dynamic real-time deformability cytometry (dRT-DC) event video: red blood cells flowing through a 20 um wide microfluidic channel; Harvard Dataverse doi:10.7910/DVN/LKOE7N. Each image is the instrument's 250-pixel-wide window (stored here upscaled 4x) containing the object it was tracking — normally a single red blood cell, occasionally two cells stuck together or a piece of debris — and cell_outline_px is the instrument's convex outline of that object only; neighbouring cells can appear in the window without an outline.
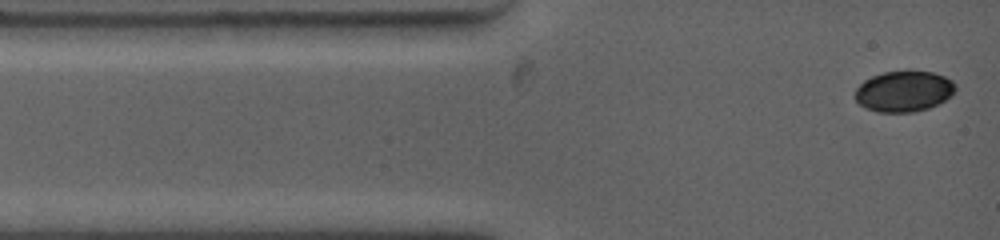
{"species": "common noctule bat (a hibernating species)", "species_latin": "Nyctalus noctula", "temperature_condition": "warm", "stored_images_in_passage": 35, "camera_frame_rate_fps": 4500, "um_per_image_px": 0.085, "animal": {"sex": "female", "body_mass_g": 19.0, "forearm_length_mm": 53.3}, "frame": {"image": 1, "passage_image": 1, "time_ms": 0.0, "image_size_px": [1000, 240], "cell_outline_px": [[956, 88], [944, 100], [928, 108], [912, 112], [876, 112], [864, 108], [856, 100], [856, 88], [864, 80], [872, 76], [884, 72], [932, 72], [944, 76], [952, 80]], "centroid_in_image_um": [76.79, 7.77], "position_along_channel_um": 8.2, "area_um2": 23.47}}
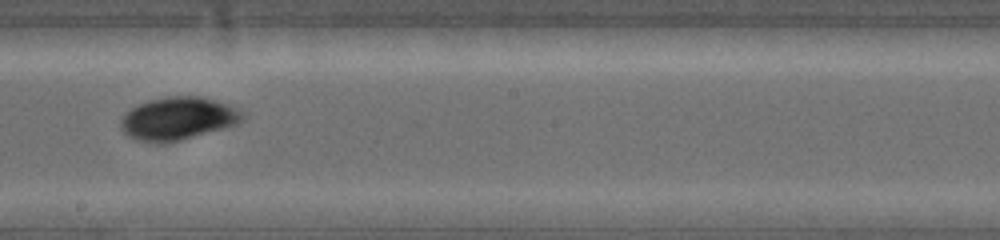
{"frame": {"image": 2, "passage_image": 19, "time_ms": 6.889, "image_size_px": [1000, 240], "cell_outline_px": [[248, 116], [244, 120], [236, 124], [224, 128], [180, 140], [160, 144], [156, 144], [136, 140], [128, 136], [120, 128], [120, 120], [132, 108], [148, 100], [168, 96], [200, 96], [228, 104], [244, 112]], "centroid_in_image_um": [15.14, 10.08], "position_along_channel_um": 233.1, "area_um2": 30.52}}
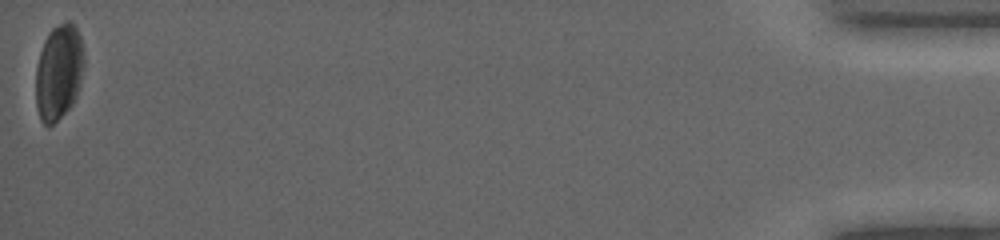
{"frame": {"image": 3, "passage_image": 35, "time_ms": 16.222, "image_size_px": [1000, 240], "cell_outline_px": [[84, 64], [80, 84], [76, 96], [72, 104], [48, 128], [40, 120], [36, 104], [36, 68], [40, 52], [44, 40], [48, 32], [52, 28], [68, 20], [76, 28], [80, 36], [84, 52]], "centroid_in_image_um": [4.99, 6.12], "position_along_channel_um": 430.2, "area_um2": 26.82}, "authors_computed_cell_mechanics": {"area_um2": 27.9174, "velocity_mm_per_s": 3.8592, "shape_relaxation_time_tau1_ms": 1.1943, "shape_relaxation_time_tau2_ms": 5.3703, "deformation_change_tau1": 0.047, "deformation_change_tau2": 0.0736}}